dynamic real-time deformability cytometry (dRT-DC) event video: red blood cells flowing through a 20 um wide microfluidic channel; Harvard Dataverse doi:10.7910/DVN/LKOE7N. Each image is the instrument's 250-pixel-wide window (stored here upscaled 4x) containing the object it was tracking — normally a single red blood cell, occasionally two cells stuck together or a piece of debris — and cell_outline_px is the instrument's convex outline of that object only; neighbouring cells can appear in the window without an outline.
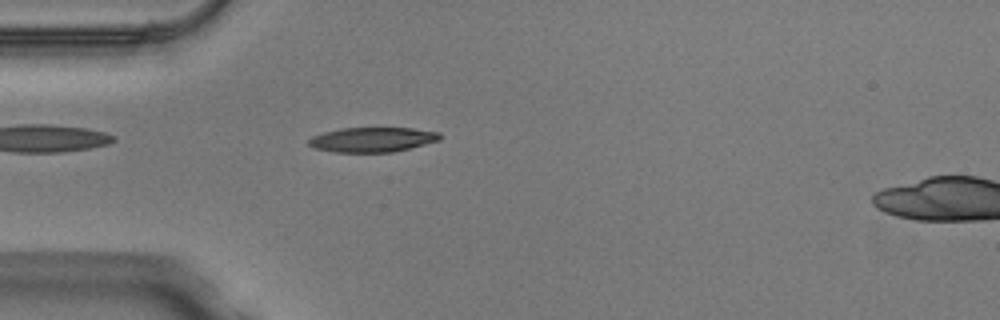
{"species": "Egyptian fruit bat (a non-hibernating species)", "species_latin": "Rousettus aegyptiacus", "temperature_condition": "warm", "stored_images_in_passage": 37, "camera_frame_rate_fps": 3000, "um_per_image_px": 0.085, "animal": {"sex": "male"}, "frame": {"image": 1, "passage_image": 2, "time_ms": 0.333, "image_size_px": [1000, 320], "cell_outline_px": [[440, 140], [392, 152], [332, 152], [316, 148], [308, 144], [308, 140], [312, 136], [324, 132], [340, 128], [412, 128], [440, 132]], "centroid_in_image_um": [31.63, 11.86], "position_along_channel_um": 53.4, "area_um2": 18.79}}
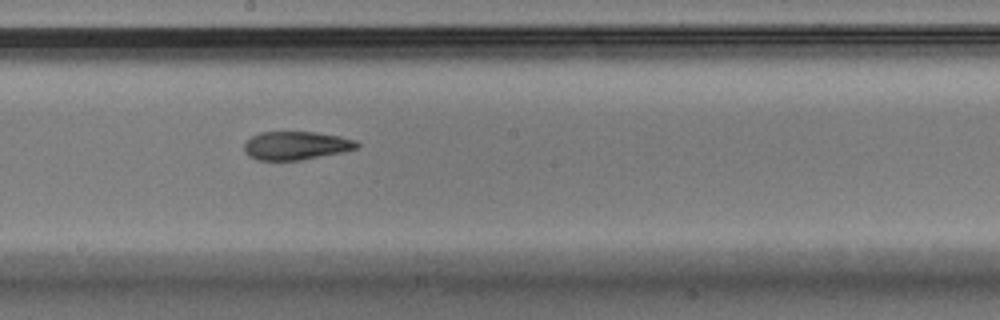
{"frame": {"image": 2, "passage_image": 15, "time_ms": 4.667, "image_size_px": [1000, 320], "cell_outline_px": [[360, 144], [356, 148], [340, 152], [300, 160], [256, 160], [248, 156], [244, 152], [244, 144], [252, 136], [260, 132], [312, 132], [340, 136], [356, 140]], "centroid_in_image_um": [25.12, 12.37], "position_along_channel_um": 223.1, "area_um2": 18.5}}
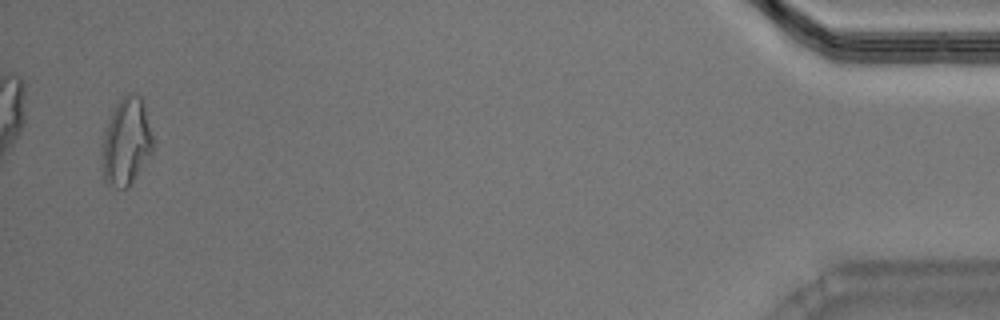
{"frame": {"image": 3, "passage_image": 36, "time_ms": 11.667, "image_size_px": [1000, 320], "cell_outline_px": [[152, 152], [132, 184], [128, 188], [124, 188], [108, 184], [104, 180], [104, 132], [108, 120], [116, 104], [128, 92], [132, 92], [140, 96], [144, 104], [152, 136]], "centroid_in_image_um": [10.77, 12.03], "position_along_channel_um": 424.4, "area_um2": 25.32}, "authors_computed_cell_mechanics": {"area_um2": 19.1896, "velocity_mm_per_s": 4.0843, "shape_relaxation_time_tau1_ms": 8.5379, "shape_relaxation_time_tau2_ms": 3.7402, "deformation_change_tau1": 0.2692, "deformation_change_tau2": 0.1294}}